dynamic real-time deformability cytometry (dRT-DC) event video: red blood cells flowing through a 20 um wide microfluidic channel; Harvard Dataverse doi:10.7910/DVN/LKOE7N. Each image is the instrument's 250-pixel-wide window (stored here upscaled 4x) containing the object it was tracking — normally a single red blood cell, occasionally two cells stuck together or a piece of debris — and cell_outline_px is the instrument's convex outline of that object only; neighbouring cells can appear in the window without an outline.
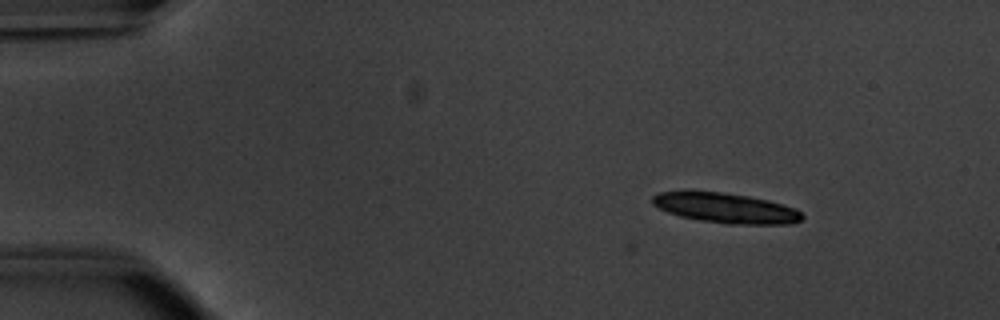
{"species": "common noctule bat (a hibernating species)", "species_latin": "Nyctalus noctula", "temperature_condition": "warm", "stored_images_in_passage": 2, "camera_frame_rate_fps": 3000, "um_per_image_px": 0.085, "animal": {"sex": "male", "body_mass_g": 20.1, "forearm_length_mm": 53.5}, "frame": {"image": 1, "passage_image": 2, "time_ms": 0.333, "image_size_px": [1000, 320], "cell_outline_px": [[804, 216], [800, 220], [788, 224], [724, 224], [700, 220], [680, 216], [668, 212], [652, 204], [652, 196], [660, 192], [688, 188], [720, 192], [748, 196], [768, 200], [796, 208]], "centroid_in_image_um": [61.61, 17.65], "position_along_channel_um": 23.4, "area_um2": 26.76}}